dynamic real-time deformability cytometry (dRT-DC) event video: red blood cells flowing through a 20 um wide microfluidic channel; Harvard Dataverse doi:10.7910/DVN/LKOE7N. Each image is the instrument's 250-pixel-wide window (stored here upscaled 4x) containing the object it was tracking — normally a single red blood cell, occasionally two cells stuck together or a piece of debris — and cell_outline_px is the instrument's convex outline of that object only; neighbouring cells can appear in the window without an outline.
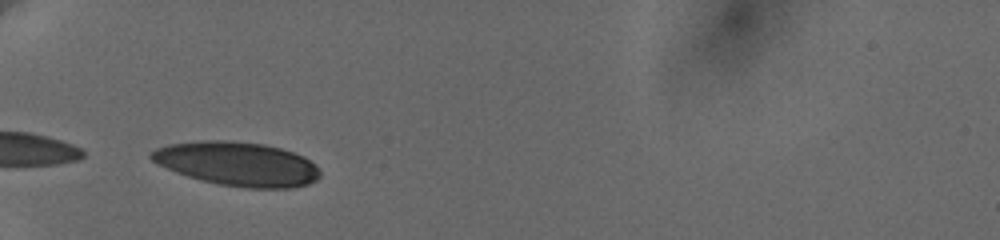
{"species": "human", "species_latin": "Homo sapiens", "temperature_condition": "cold", "stored_images_in_passage": 4, "camera_frame_rate_fps": 3000, "um_per_image_px": 0.085, "donor": {"sex": "female"}, "frame": {"image": 1, "passage_image": 3, "time_ms": 2.0, "image_size_px": [1000, 240], "cell_outline_px": [[320, 176], [316, 180], [308, 184], [292, 188], [244, 188], [220, 184], [188, 176], [176, 172], [152, 160], [148, 156], [148, 152], [156, 148], [168, 144], [200, 140], [224, 140], [264, 144], [280, 148], [304, 156], [320, 172]], "centroid_in_image_um": [20.16, 13.92], "position_along_channel_um": 64.8, "area_um2": 43.0}}